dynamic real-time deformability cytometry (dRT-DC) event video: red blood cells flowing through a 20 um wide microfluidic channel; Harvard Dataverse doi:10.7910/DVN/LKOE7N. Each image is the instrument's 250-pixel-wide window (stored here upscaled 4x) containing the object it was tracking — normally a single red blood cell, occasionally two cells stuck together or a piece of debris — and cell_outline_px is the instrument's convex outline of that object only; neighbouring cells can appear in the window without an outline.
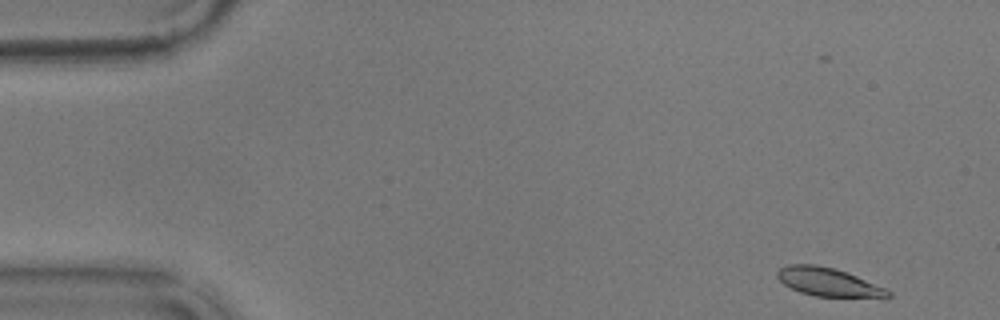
{"species": "common noctule bat (a hibernating species)", "species_latin": "Nyctalus noctula", "temperature_condition": "warm", "stored_images_in_passage": 54, "camera_frame_rate_fps": 3000, "um_per_image_px": 0.085, "animal": {"sex": "male", "body_mass_g": 17.9}, "frame": {"image": 1, "passage_image": 1, "time_ms": 0.0, "image_size_px": [1000, 320], "cell_outline_px": [[892, 296], [888, 300], [816, 296], [800, 292], [784, 284], [776, 276], [776, 272], [780, 268], [788, 264], [816, 264], [836, 268], [856, 276], [884, 288], [892, 292]], "centroid_in_image_um": [70.51, 24.02], "position_along_channel_um": 14.5, "area_um2": 18.96}}
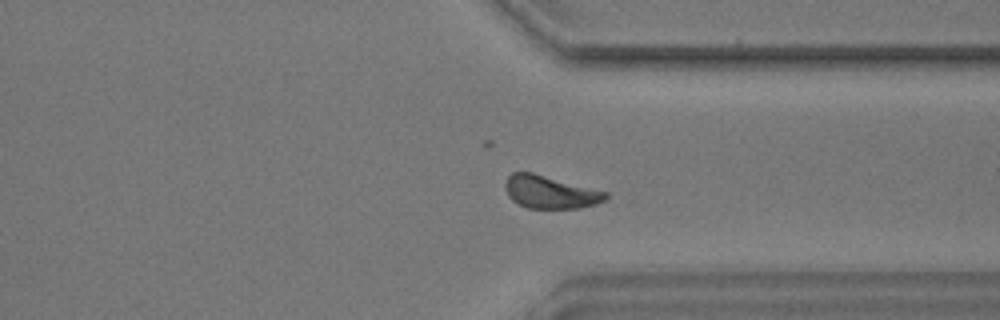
{"frame": {"image": 2, "passage_image": 40, "time_ms": 13.0, "image_size_px": [1000, 320], "cell_outline_px": [[608, 196], [604, 200], [596, 204], [580, 208], [528, 208], [516, 204], [508, 196], [504, 188], [504, 184], [508, 176], [512, 172], [532, 172], [608, 192]], "centroid_in_image_um": [46.73, 16.33], "position_along_channel_um": 364.7, "area_um2": 19.31}}
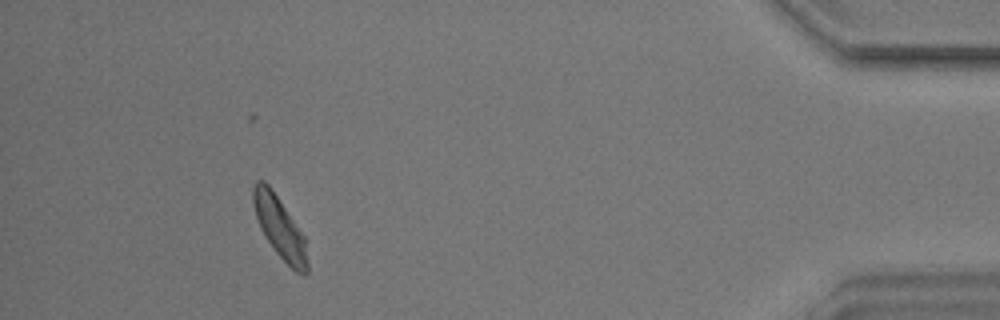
{"frame": {"image": 3, "passage_image": 49, "time_ms": 16.0, "image_size_px": [1000, 320], "cell_outline_px": [[308, 272], [304, 276], [296, 272], [276, 252], [264, 236], [260, 228], [252, 204], [252, 188], [256, 180], [264, 180], [268, 184], [304, 236], [308, 264]], "centroid_in_image_um": [23.75, 19.34], "position_along_channel_um": 411.4, "area_um2": 19.13}, "authors_computed_cell_mechanics": {"area_um2": 19.2474, "velocity_mm_per_s": 3.5462, "shape_relaxation_time_tau1_ms": 4.3721, "shape_relaxation_time_tau2_ms": 3.6487, "deformation_change_tau1": 0.1482, "deformation_change_tau2": 0.1079}}